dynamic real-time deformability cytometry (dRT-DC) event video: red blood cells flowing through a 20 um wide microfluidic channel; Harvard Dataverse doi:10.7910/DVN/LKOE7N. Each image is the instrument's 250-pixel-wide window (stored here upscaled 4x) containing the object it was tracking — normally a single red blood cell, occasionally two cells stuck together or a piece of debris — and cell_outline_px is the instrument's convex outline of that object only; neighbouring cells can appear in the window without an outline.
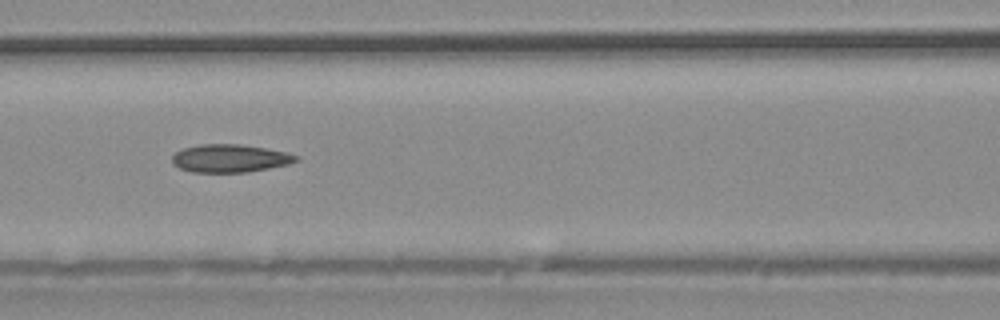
{"species": "common noctule bat (a hibernating species)", "species_latin": "Nyctalus noctula", "temperature_condition": "warm", "stored_images_in_passage": 32, "camera_frame_rate_fps": 3000, "um_per_image_px": 0.085, "animal": {"sex": "male", "body_mass_g": 20.4}, "frame": {"image": 1, "passage_image": 10, "time_ms": 3.0, "image_size_px": [1000, 320], "cell_outline_px": [[300, 160], [288, 164], [248, 172], [192, 172], [180, 168], [172, 164], [172, 156], [176, 152], [184, 148], [200, 144], [240, 144], [288, 152], [300, 156]], "centroid_in_image_um": [19.57, 13.45], "position_along_channel_um": 147.0, "area_um2": 20.23}}